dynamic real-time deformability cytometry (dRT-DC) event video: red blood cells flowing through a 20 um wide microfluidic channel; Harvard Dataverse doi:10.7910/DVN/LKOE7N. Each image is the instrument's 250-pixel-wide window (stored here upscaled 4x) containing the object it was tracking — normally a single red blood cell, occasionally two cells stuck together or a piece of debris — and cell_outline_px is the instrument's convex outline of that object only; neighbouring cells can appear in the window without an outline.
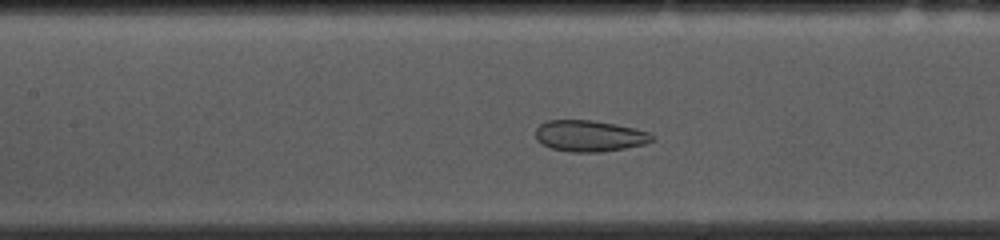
{"species": "common noctule bat (a hibernating species)", "species_latin": "Nyctalus noctula", "temperature_condition": "cold", "stored_images_in_passage": 43, "camera_frame_rate_fps": 3000, "um_per_image_px": 0.085, "animal": {"sex": "female", "body_mass_g": 10.0, "forearm_length_mm": 53.1}, "frame": {"image": 1, "passage_image": 20, "time_ms": 6.333, "image_size_px": [1000, 240], "cell_outline_px": [[656, 136], [652, 140], [644, 144], [624, 148], [600, 152], [572, 152], [552, 148], [536, 140], [536, 128], [540, 124], [548, 120], [592, 120], [616, 124], [648, 132]], "centroid_in_image_um": [50.1, 11.55], "position_along_channel_um": 157.3, "area_um2": 21.04}}
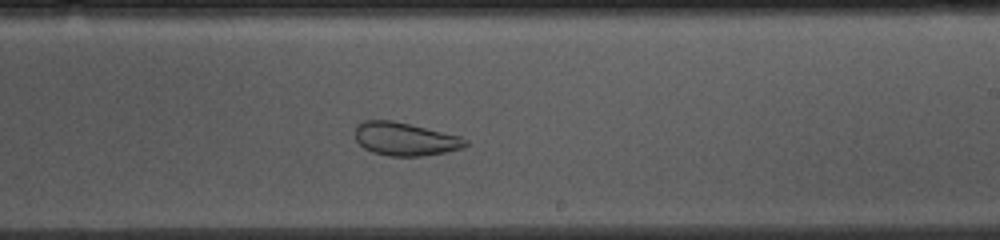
{"frame": {"image": 2, "passage_image": 28, "time_ms": 9.0, "image_size_px": [1000, 240], "cell_outline_px": [[468, 144], [460, 148], [444, 152], [420, 156], [388, 156], [372, 152], [364, 148], [356, 140], [356, 124], [364, 120], [392, 120], [460, 136], [468, 140]], "centroid_in_image_um": [34.4, 11.81], "position_along_channel_um": 254.6, "area_um2": 21.15}}
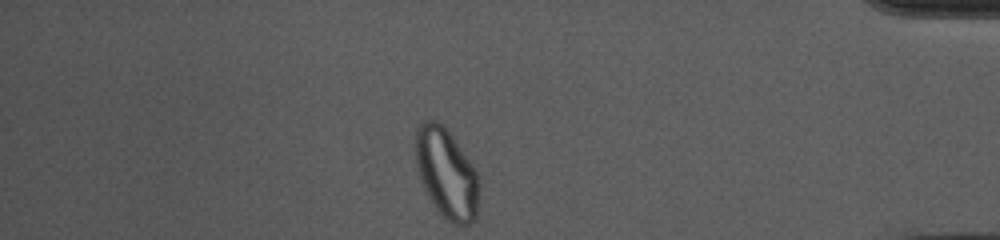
{"frame": {"image": 3, "passage_image": 43, "time_ms": 14.0, "image_size_px": [1000, 240], "cell_outline_px": [[480, 180], [476, 220], [472, 224], [452, 224], [436, 208], [424, 192], [416, 172], [412, 148], [412, 144], [416, 128], [424, 120], [440, 120], [444, 124], [456, 140], [480, 176]], "centroid_in_image_um": [37.9, 14.68], "position_along_channel_um": 397.3, "area_um2": 34.68}}